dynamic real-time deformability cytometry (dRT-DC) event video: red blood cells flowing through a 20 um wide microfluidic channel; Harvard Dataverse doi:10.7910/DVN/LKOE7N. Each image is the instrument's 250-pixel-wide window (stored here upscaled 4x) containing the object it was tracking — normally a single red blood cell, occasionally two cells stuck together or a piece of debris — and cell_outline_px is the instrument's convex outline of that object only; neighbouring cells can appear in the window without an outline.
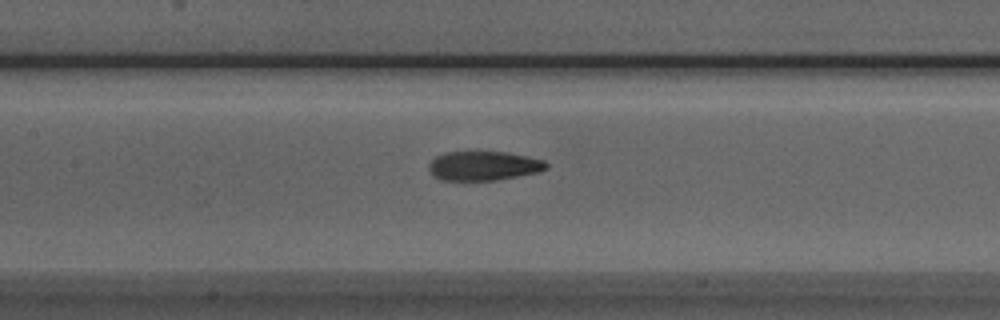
{"species": "Egyptian fruit bat (a non-hibernating species)", "species_latin": "Rousettus aegyptiacus", "temperature_condition": "room temperature", "stored_images_in_passage": 34, "camera_frame_rate_fps": 3000, "um_per_image_px": 0.085, "animal": {"sex": "male"}, "frame": {"image": 1, "passage_image": 16, "time_ms": 5.0, "image_size_px": [1000, 320], "cell_outline_px": [[548, 168], [540, 172], [496, 180], [440, 180], [432, 176], [428, 168], [428, 164], [436, 156], [444, 152], [508, 152], [544, 160], [548, 164]], "centroid_in_image_um": [41.1, 14.1], "position_along_channel_um": 166.3, "area_um2": 20.17}}
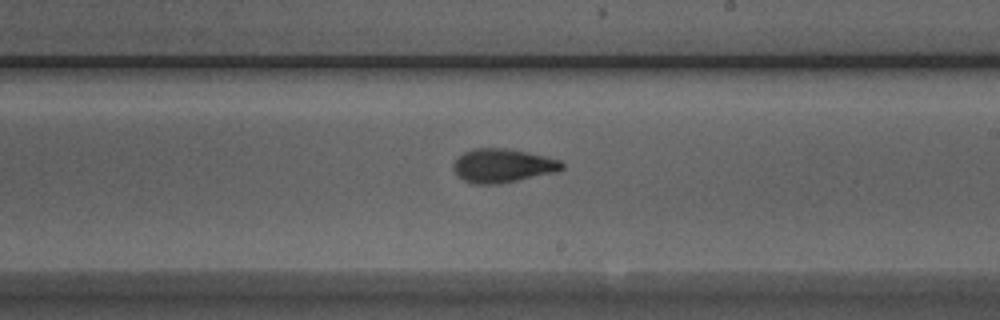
{"frame": {"image": 2, "passage_image": 22, "time_ms": 7.0, "image_size_px": [1000, 320], "cell_outline_px": [[564, 168], [556, 172], [496, 184], [472, 184], [456, 176], [452, 168], [452, 164], [464, 152], [476, 148], [504, 148], [528, 152], [560, 160], [564, 164]], "centroid_in_image_um": [42.7, 14.08], "position_along_channel_um": 246.3, "area_um2": 21.27}}
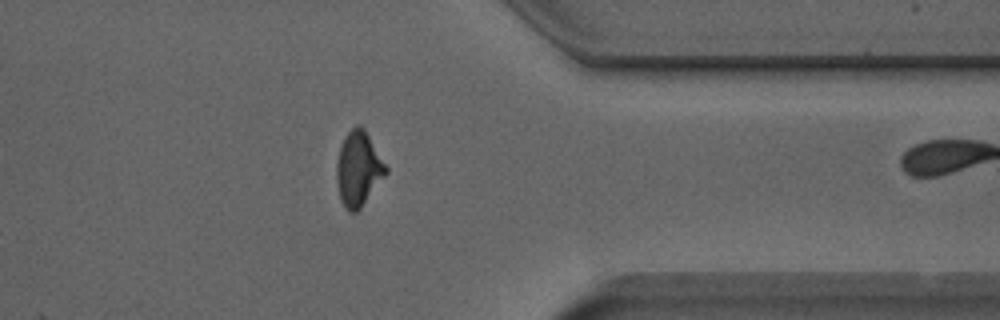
{"frame": {"image": 3, "passage_image": 33, "time_ms": 10.667, "image_size_px": [1000, 320], "cell_outline_px": [[388, 172], [360, 208], [356, 212], [348, 212], [340, 200], [336, 180], [336, 164], [340, 148], [348, 132], [356, 124], [360, 124], [364, 128], [388, 168]], "centroid_in_image_um": [30.46, 14.36], "position_along_channel_um": 380.9, "area_um2": 21.27}}